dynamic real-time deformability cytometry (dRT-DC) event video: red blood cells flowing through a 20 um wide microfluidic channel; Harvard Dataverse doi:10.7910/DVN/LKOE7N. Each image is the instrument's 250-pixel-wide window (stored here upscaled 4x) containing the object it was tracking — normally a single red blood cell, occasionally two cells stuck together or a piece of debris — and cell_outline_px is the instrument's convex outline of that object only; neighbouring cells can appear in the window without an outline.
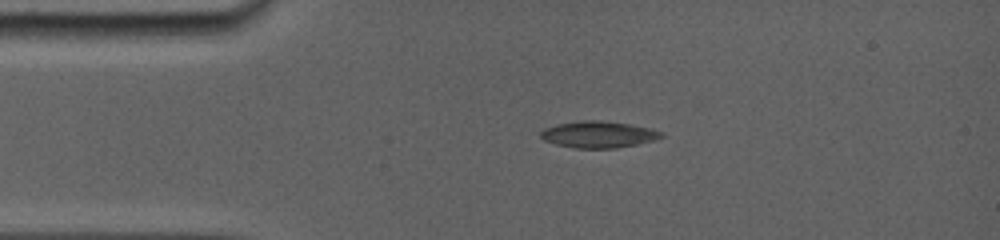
{"species": "common noctule bat (a hibernating species)", "species_latin": "Nyctalus noctula", "temperature_condition": "room temperature", "stored_images_in_passage": 2, "camera_frame_rate_fps": 5000, "um_per_image_px": 0.085, "animal": {"sex": "female", "body_mass_g": 19.0, "forearm_length_mm": 56.7}, "frame": {"image": 1, "passage_image": 1, "time_ms": 0.0, "image_size_px": [1000, 240], "cell_outline_px": [[664, 136], [656, 140], [616, 148], [576, 148], [556, 144], [544, 140], [540, 136], [540, 132], [544, 128], [556, 124], [580, 120], [600, 120], [628, 124], [648, 128], [664, 132]], "centroid_in_image_um": [50.86, 11.42], "position_along_channel_um": 34.1, "area_um2": 18.67}}